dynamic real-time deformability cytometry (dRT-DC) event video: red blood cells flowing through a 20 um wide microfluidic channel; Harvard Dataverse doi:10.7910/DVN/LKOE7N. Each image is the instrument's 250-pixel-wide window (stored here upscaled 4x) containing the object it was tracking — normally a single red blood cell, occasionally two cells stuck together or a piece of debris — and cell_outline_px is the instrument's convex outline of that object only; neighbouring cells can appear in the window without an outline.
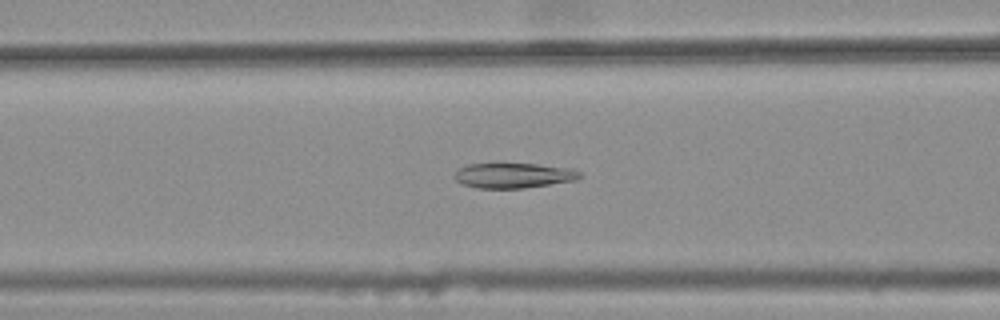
{"species": "common noctule bat (a hibernating species)", "species_latin": "Nyctalus noctula", "temperature_condition": "warm", "stored_images_in_passage": 45, "camera_frame_rate_fps": 3000, "um_per_image_px": 0.085, "animal": {"sex": "female", "body_mass_g": 25.1}, "frame": {"image": 1, "passage_image": 21, "time_ms": 6.667, "image_size_px": [1000, 320], "cell_outline_px": [[580, 176], [576, 180], [524, 188], [476, 188], [464, 184], [456, 180], [452, 176], [460, 168], [468, 164], [536, 164], [572, 168], [580, 172]], "centroid_in_image_um": [43.65, 14.92], "position_along_channel_um": 123.0, "area_um2": 18.15}}
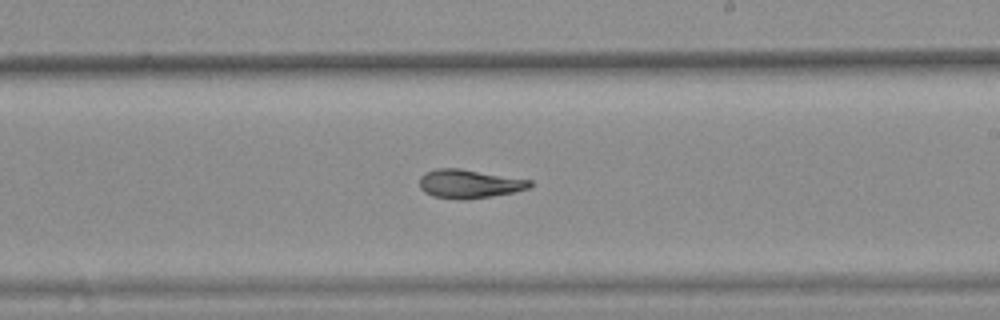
{"frame": {"image": 2, "passage_image": 31, "time_ms": 10.0, "image_size_px": [1000, 320], "cell_outline_px": [[532, 184], [528, 188], [512, 192], [492, 196], [464, 200], [456, 200], [432, 196], [424, 192], [420, 188], [420, 176], [424, 172], [436, 168], [460, 168], [532, 180]], "centroid_in_image_um": [39.84, 15.62], "position_along_channel_um": 249.2, "area_um2": 18.61}}
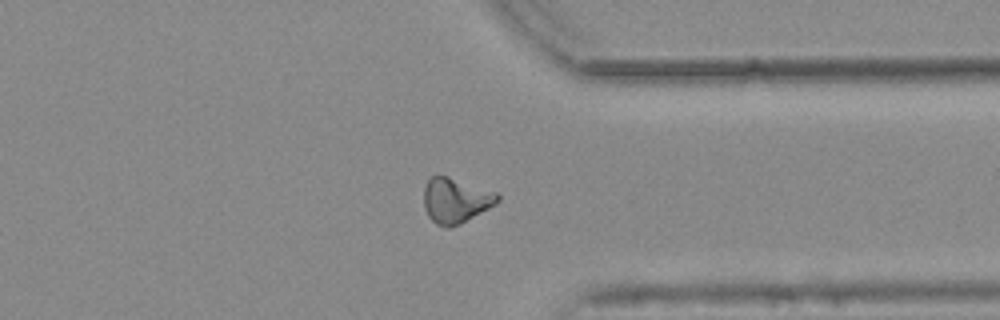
{"frame": {"image": 3, "passage_image": 41, "time_ms": 13.333, "image_size_px": [1000, 320], "cell_outline_px": [[500, 200], [496, 204], [460, 224], [448, 228], [444, 228], [436, 224], [428, 216], [424, 208], [424, 188], [428, 180], [432, 176], [448, 176], [496, 192], [500, 196]], "centroid_in_image_um": [38.72, 17.05], "position_along_channel_um": 372.7, "area_um2": 19.36}, "authors_computed_cell_mechanics": {"area_um2": 18.7272, "velocity_mm_per_s": 3.7969, "shape_relaxation_time_tau1_ms": null, "shape_relaxation_time_tau2_ms": 3.1917, "deformation_change_tau1": null, "deformation_change_tau2": 0.0839}}